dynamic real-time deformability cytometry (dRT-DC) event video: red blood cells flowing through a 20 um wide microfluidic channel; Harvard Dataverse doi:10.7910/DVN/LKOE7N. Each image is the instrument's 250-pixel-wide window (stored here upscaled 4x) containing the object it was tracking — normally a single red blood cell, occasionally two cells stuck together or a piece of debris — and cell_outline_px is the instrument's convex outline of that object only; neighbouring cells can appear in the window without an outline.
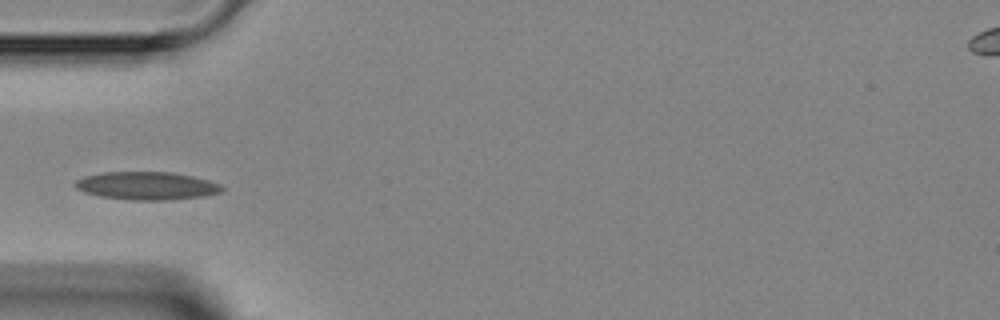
{"species": "Egyptian fruit bat (a non-hibernating species)", "species_latin": "Rousettus aegyptiacus", "temperature_condition": "room temperature", "stored_images_in_passage": 3, "camera_frame_rate_fps": 3000, "um_per_image_px": 0.085, "animal": {"sex": "female"}, "frame": {"image": 1, "passage_image": 2, "time_ms": 2.0, "image_size_px": [1000, 320], "cell_outline_px": [[224, 188], [220, 192], [204, 196], [168, 200], [132, 200], [100, 196], [84, 192], [76, 188], [72, 184], [76, 180], [84, 176], [104, 172], [172, 172], [192, 176], [208, 180], [220, 184]], "centroid_in_image_um": [12.45, 15.79], "position_along_channel_um": 72.5, "area_um2": 23.93}}
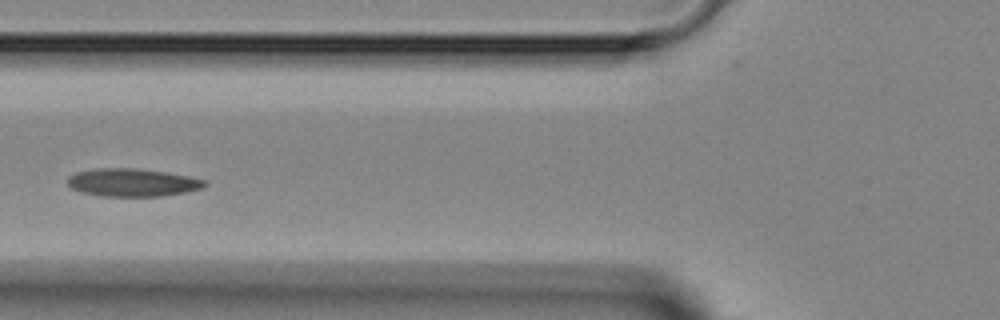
{"frame": {"image": 2, "passage_image": 3, "time_ms": 3.0, "image_size_px": [1000, 320], "cell_outline_px": [[208, 184], [204, 188], [188, 192], [164, 196], [100, 196], [80, 192], [72, 188], [68, 184], [68, 176], [76, 172], [96, 168], [136, 168], [164, 172], [188, 176], [204, 180]], "centroid_in_image_um": [11.26, 15.52], "position_along_channel_um": 114.5, "area_um2": 22.43}}